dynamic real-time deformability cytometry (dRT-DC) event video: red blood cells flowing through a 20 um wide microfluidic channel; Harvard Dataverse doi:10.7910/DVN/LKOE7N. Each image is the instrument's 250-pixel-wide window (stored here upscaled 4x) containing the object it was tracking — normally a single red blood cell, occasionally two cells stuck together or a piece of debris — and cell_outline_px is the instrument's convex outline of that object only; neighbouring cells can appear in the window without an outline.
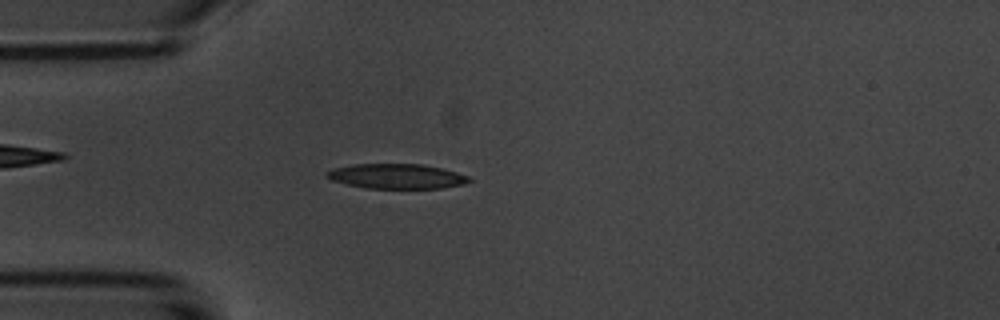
{"species": "common noctule bat (a hibernating species)", "species_latin": "Nyctalus noctula", "temperature_condition": "room temperature", "stored_images_in_passage": 53, "camera_frame_rate_fps": 3000, "um_per_image_px": 0.085, "animal": {"sex": "male", "body_mass_g": 20.1, "forearm_length_mm": 53.5}, "frame": {"image": 1, "passage_image": 14, "time_ms": 4.333, "image_size_px": [1000, 320], "cell_outline_px": [[472, 180], [464, 184], [440, 188], [368, 188], [348, 184], [332, 180], [324, 176], [324, 172], [332, 168], [352, 164], [424, 164], [456, 172], [468, 176]], "centroid_in_image_um": [33.67, 14.97], "position_along_channel_um": 51.3, "area_um2": 20.58}}
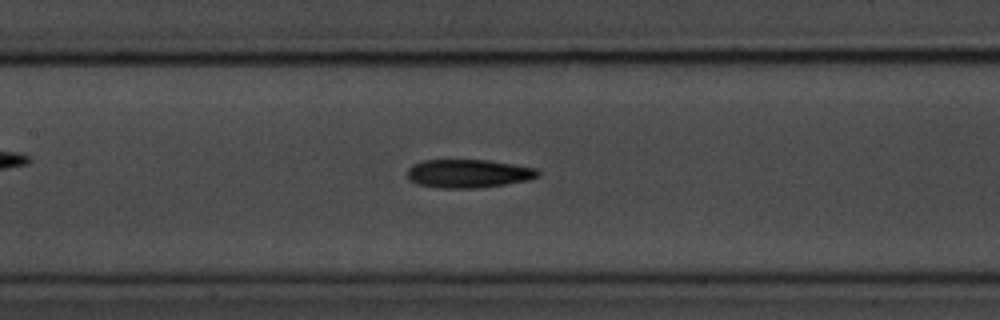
{"frame": {"image": 2, "passage_image": 24, "time_ms": 7.667, "image_size_px": [1000, 320], "cell_outline_px": [[540, 176], [528, 180], [480, 188], [440, 188], [416, 184], [408, 176], [408, 168], [412, 164], [420, 160], [488, 160], [536, 168], [540, 172]], "centroid_in_image_um": [39.81, 14.75], "position_along_channel_um": 167.6, "area_um2": 21.68}}
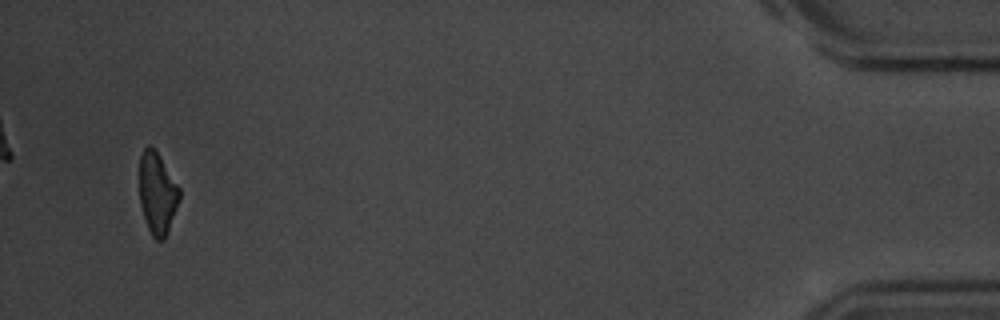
{"frame": {"image": 3, "passage_image": 51, "time_ms": 16.667, "image_size_px": [1000, 320], "cell_outline_px": [[180, 196], [168, 232], [164, 240], [156, 240], [152, 236], [148, 228], [140, 204], [140, 156], [144, 148], [148, 144], [152, 144], [156, 148], [180, 188]], "centroid_in_image_um": [13.37, 16.38], "position_along_channel_um": 421.8, "area_um2": 19.19}, "authors_computed_cell_mechanics": {"area_um2": 20.808, "velocity_mm_per_s": 3.7257, "shape_relaxation_time_tau1_ms": 5.9228, "shape_relaxation_time_tau2_ms": 4.183, "deformation_change_tau1": 0.1701, "deformation_change_tau2": 0.158}}